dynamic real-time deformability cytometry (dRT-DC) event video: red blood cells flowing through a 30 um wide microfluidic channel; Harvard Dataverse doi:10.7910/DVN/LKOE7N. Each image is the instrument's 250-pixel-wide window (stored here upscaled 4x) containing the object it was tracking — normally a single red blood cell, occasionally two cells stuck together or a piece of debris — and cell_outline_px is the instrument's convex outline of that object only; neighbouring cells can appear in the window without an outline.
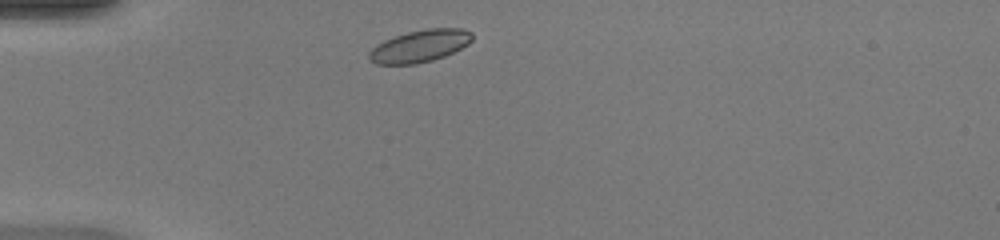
{"species": "common noctule bat (a hibernating species)", "species_latin": "Nyctalus noctula", "temperature_condition": "warm", "stored_images_in_passage": 37, "camera_frame_rate_fps": 3000, "um_per_image_px": 0.085, "animal": {"sex": "female", "body_mass_g": 20.0, "forearm_length_mm": 54.0}, "frame": {"image": 1, "passage_image": 2, "time_ms": 0.333, "image_size_px": [1000, 240], "cell_outline_px": [[472, 40], [468, 44], [444, 56], [432, 60], [416, 64], [376, 64], [368, 60], [368, 52], [376, 44], [384, 40], [408, 32], [428, 28], [464, 28], [472, 32]], "centroid_in_image_um": [35.66, 3.91], "position_along_channel_um": 49.3, "area_um2": 19.36}}
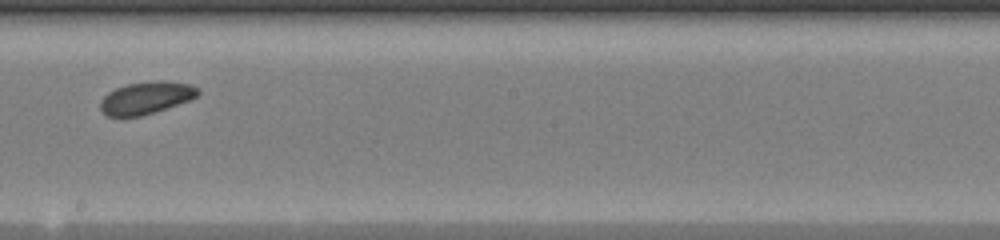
{"frame": {"image": 2, "passage_image": 17, "time_ms": 5.333, "image_size_px": [1000, 240], "cell_outline_px": [[200, 92], [192, 100], [140, 116], [108, 116], [100, 108], [100, 100], [108, 92], [116, 88], [128, 84], [156, 80], [160, 80], [192, 84], [200, 88]], "centroid_in_image_um": [12.46, 8.3], "position_along_channel_um": 235.7, "area_um2": 18.38}}
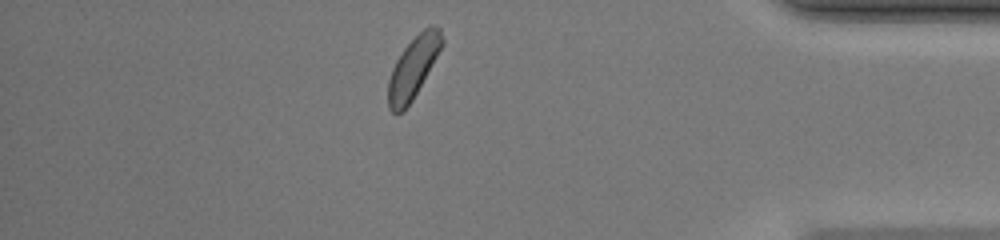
{"frame": {"image": 3, "passage_image": 31, "time_ms": 10.0, "image_size_px": [1000, 240], "cell_outline_px": [[444, 44], [412, 100], [396, 116], [388, 108], [388, 80], [392, 68], [396, 60], [404, 48], [424, 28], [432, 24], [440, 28], [444, 40]], "centroid_in_image_um": [35.12, 5.73], "position_along_channel_um": 400.1, "area_um2": 19.02}, "authors_computed_cell_mechanics": {"area_um2": 18.9584, "velocity_mm_per_s": 4.1806, "shape_relaxation_time_tau1_ms": 1.2466, "shape_relaxation_time_tau2_ms": 8.0001, "deformation_change_tau1": 0.0314, "deformation_change_tau2": 0.1288}}